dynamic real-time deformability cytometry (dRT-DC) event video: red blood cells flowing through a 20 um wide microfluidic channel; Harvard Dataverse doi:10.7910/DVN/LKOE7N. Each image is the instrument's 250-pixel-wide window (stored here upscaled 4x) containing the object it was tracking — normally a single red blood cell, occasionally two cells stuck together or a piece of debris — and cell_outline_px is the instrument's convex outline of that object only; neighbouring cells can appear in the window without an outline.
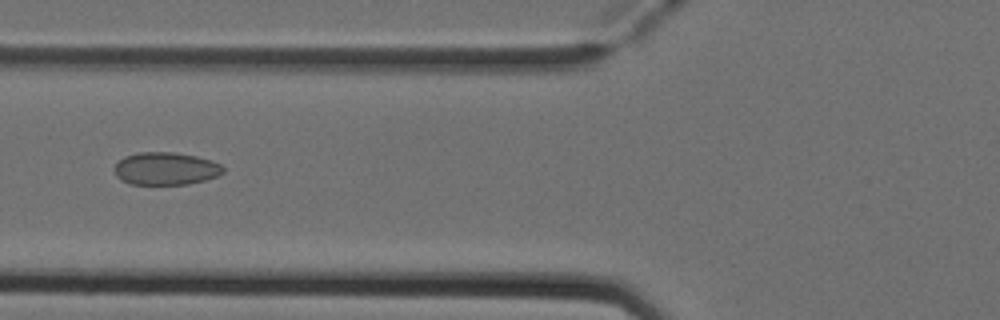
{"species": "Egyptian fruit bat (a non-hibernating species)", "species_latin": "Rousettus aegyptiacus", "temperature_condition": "cold", "stored_images_in_passage": 5, "camera_frame_rate_fps": 3000, "um_per_image_px": 0.085, "animal": {"sex": "female"}, "frame": {"image": 1, "passage_image": 4, "time_ms": 1.0, "image_size_px": [1000, 320], "cell_outline_px": [[224, 172], [220, 176], [188, 184], [132, 184], [120, 180], [116, 176], [112, 168], [124, 156], [136, 152], [176, 152], [196, 156], [220, 164], [224, 168]], "centroid_in_image_um": [14.06, 14.33], "position_along_channel_um": 111.7, "area_um2": 20.87}}
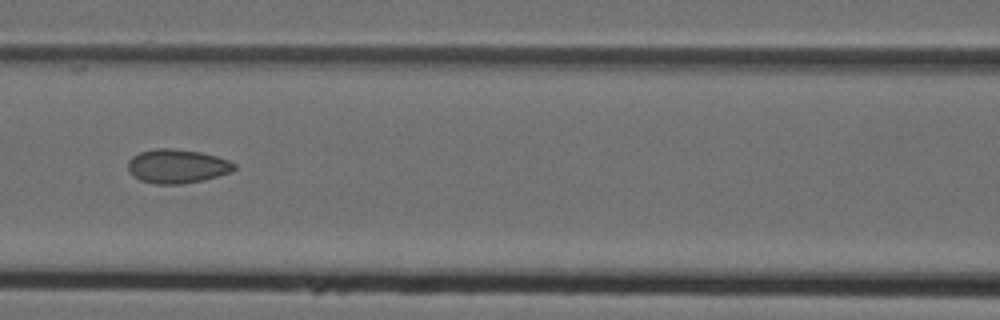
{"frame": {"image": 2, "passage_image": 5, "time_ms": 1.333, "image_size_px": [1000, 320], "cell_outline_px": [[236, 168], [232, 172], [200, 180], [180, 184], [156, 184], [140, 180], [128, 168], [128, 160], [132, 156], [140, 152], [156, 148], [172, 148], [200, 152], [216, 156], [228, 160], [236, 164]], "centroid_in_image_um": [15.06, 14.11], "position_along_channel_um": 151.5, "area_um2": 20.81}}